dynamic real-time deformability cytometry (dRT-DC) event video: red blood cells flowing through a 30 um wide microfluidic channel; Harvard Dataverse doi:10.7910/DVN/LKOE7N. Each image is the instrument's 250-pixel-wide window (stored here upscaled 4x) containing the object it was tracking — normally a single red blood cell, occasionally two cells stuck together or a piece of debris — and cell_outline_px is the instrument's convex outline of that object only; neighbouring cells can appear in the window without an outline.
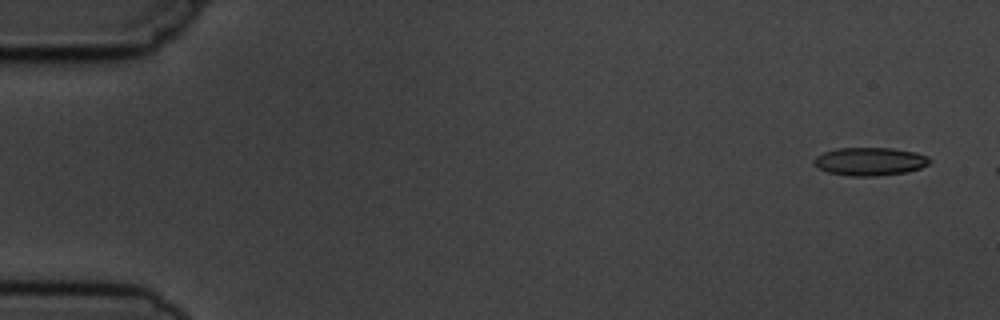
{"species": "common noctule bat (a hibernating species)", "species_latin": "Nyctalus noctula", "temperature_condition": "cold", "stored_images_in_passage": 2, "camera_frame_rate_fps": 3000, "um_per_image_px": 0.085, "animal": {"sex": "male", "body_mass_g": 19.5, "forearm_length_mm": 54.6}, "frame": {"image": 1, "passage_image": 1, "time_ms": 0.0, "image_size_px": [1000, 320], "cell_outline_px": [[932, 160], [928, 164], [920, 168], [908, 172], [876, 176], [848, 176], [828, 172], [812, 164], [812, 160], [816, 156], [824, 152], [836, 148], [892, 148], [916, 152], [928, 156]], "centroid_in_image_um": [73.94, 13.72], "position_along_channel_um": 11.1, "area_um2": 19.13}}